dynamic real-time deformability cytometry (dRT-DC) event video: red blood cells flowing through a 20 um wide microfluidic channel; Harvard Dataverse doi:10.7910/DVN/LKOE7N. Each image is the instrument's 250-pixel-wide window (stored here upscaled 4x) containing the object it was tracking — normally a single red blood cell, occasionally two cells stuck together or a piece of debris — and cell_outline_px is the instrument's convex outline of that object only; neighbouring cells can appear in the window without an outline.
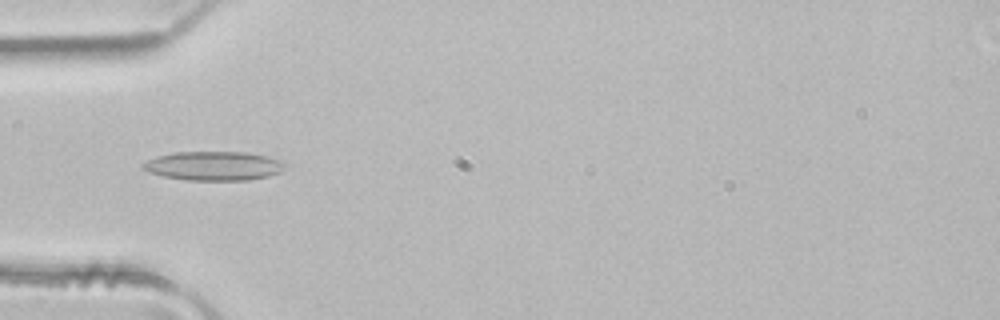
{"species": "common noctule bat (a hibernating species)", "species_latin": "Nyctalus noctula", "temperature_condition": "room temperature", "stored_images_in_passage": 4, "camera_frame_rate_fps": 3000, "um_per_image_px": 0.085, "animal": {"sex": "male", "body_mass_g": 21.5, "forearm_length_mm": 52.0}, "frame": {"image": 1, "passage_image": 4, "time_ms": 1.0, "image_size_px": [1000, 320], "cell_outline_px": [[288, 168], [280, 172], [268, 176], [248, 180], [188, 180], [164, 176], [148, 172], [140, 168], [140, 164], [156, 156], [176, 152], [244, 152], [268, 156], [280, 160], [288, 164]], "centroid_in_image_um": [18.19, 14.1], "position_along_channel_um": 66.8, "area_um2": 24.28}}